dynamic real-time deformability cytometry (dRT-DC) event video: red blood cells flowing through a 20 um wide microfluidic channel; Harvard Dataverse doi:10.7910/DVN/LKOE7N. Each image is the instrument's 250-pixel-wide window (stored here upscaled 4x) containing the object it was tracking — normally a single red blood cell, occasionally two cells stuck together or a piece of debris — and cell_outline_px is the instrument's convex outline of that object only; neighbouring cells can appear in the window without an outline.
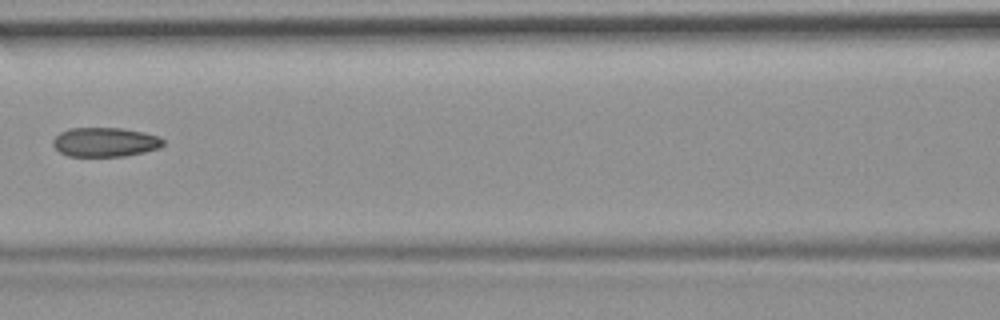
{"species": "common noctule bat (a hibernating species)", "species_latin": "Nyctalus noctula", "temperature_condition": "room temperature", "stored_images_in_passage": 7, "camera_frame_rate_fps": 3000, "um_per_image_px": 0.085, "animal": {"sex": "female", "body_mass_g": 19.9}, "frame": {"image": 1, "passage_image": 7, "time_ms": 2.0, "image_size_px": [1000, 320], "cell_outline_px": [[164, 144], [160, 148], [144, 152], [124, 156], [68, 156], [60, 152], [52, 144], [52, 140], [60, 132], [68, 128], [124, 128], [144, 132], [160, 136], [164, 140]], "centroid_in_image_um": [8.95, 12.07], "position_along_channel_um": 157.7, "area_um2": 18.96}}